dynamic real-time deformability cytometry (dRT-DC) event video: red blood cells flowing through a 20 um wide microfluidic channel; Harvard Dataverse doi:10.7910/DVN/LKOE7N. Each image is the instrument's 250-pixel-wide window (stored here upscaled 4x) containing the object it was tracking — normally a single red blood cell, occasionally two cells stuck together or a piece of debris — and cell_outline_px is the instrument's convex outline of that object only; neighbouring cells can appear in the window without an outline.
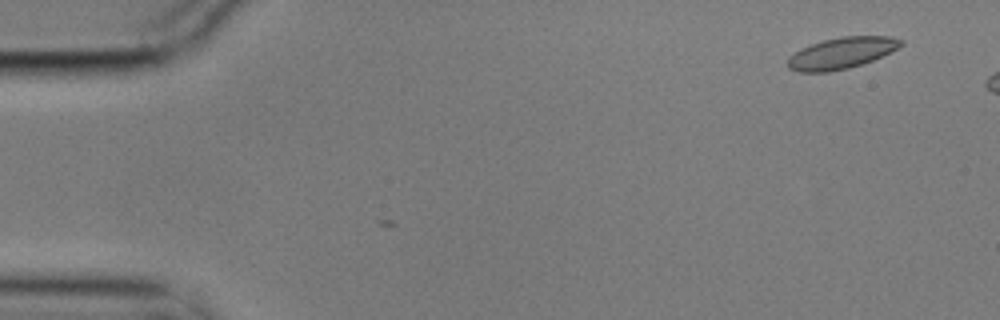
{"species": "common noctule bat (a hibernating species)", "species_latin": "Nyctalus noctula", "temperature_condition": "cold", "stored_images_in_passage": 3, "camera_frame_rate_fps": 3000, "um_per_image_px": 0.085, "animal": {"sex": "male", "body_mass_g": 17.9}, "frame": {"image": 1, "passage_image": 1, "time_ms": 0.0, "image_size_px": [1000, 320], "cell_outline_px": [[904, 44], [872, 60], [848, 68], [828, 72], [800, 72], [788, 68], [788, 56], [812, 44], [824, 40], [840, 36], [888, 36], [904, 40]], "centroid_in_image_um": [71.52, 4.51], "position_along_channel_um": 13.5, "area_um2": 20.29}}